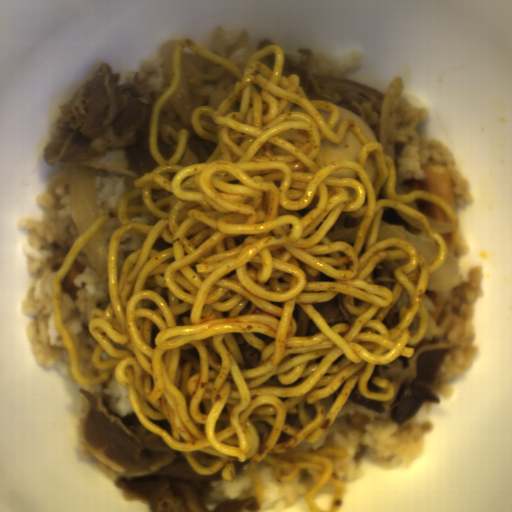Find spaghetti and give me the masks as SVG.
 <instances>
[{"label":"spaghetti","mask_w":512,"mask_h":512,"mask_svg":"<svg viewBox=\"0 0 512 512\" xmlns=\"http://www.w3.org/2000/svg\"><path fill=\"white\" fill-rule=\"evenodd\" d=\"M190 47L238 78L216 111L195 107L199 136L218 143L204 163L176 165L190 131L181 129L175 156L159 153V114L176 92L181 51ZM281 46L261 47L242 70L195 41H177L172 75L150 113L148 151L159 165L133 179L117 207L102 214L72 243L52 275L54 326L69 356L70 373L95 386L114 368L145 429L181 451L193 471L222 469L234 482L235 462L249 461L255 502L264 484L257 463L272 465L273 478L291 482L300 468L320 473L306 492L312 512H337L344 487L333 475L331 455L342 449H296L316 442L334 423L357 382L361 395L390 401L393 383L374 376L375 365L413 357L429 314L423 303L430 272L447 256L446 241L426 214L404 203L426 199L453 222L458 254L470 252L460 221L432 192L396 193V168L384 145L371 141L350 119L340 122L334 102L308 99L300 74L283 76ZM338 122L336 133L331 131ZM347 127L363 143L358 164L324 165L321 139L343 141ZM375 158L373 189L364 169ZM392 209L438 244L429 265L409 241L376 242L381 217ZM347 211L362 220L354 244L331 242L327 233ZM120 228L109 241L106 309L90 311L99 344L73 348L62 321L59 285L87 238L109 217ZM146 233L142 249L124 261L117 283L119 243L132 230ZM402 287L410 297L399 322H380ZM340 292L348 323L331 328L313 303ZM262 351L245 368L238 344Z\"/></svg>","instance_id":"c7327b10"}]
</instances>
